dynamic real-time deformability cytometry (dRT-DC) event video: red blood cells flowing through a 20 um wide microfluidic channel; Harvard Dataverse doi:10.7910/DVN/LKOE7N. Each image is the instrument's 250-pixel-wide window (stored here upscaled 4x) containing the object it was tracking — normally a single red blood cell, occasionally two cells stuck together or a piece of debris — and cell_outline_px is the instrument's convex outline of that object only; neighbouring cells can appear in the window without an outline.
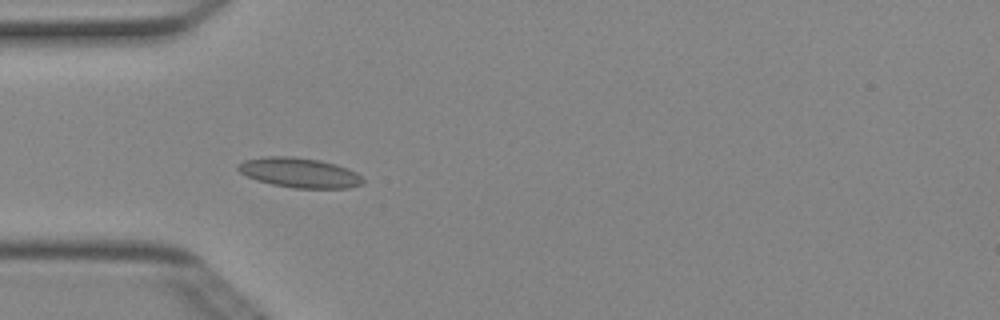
{"species": "Egyptian fruit bat (a non-hibernating species)", "species_latin": "Rousettus aegyptiacus", "temperature_condition": "cold", "stored_images_in_passage": 4, "camera_frame_rate_fps": 3000, "um_per_image_px": 0.085, "animal": {"sex": "female"}, "frame": {"image": 1, "passage_image": 3, "time_ms": 0.667, "image_size_px": [1000, 320], "cell_outline_px": [[364, 184], [348, 188], [296, 188], [272, 184], [256, 180], [240, 172], [236, 168], [236, 164], [244, 160], [268, 156], [292, 156], [320, 160], [336, 164], [348, 168], [356, 172], [364, 180]], "centroid_in_image_um": [25.46, 14.67], "position_along_channel_um": 59.5, "area_um2": 21.79}}
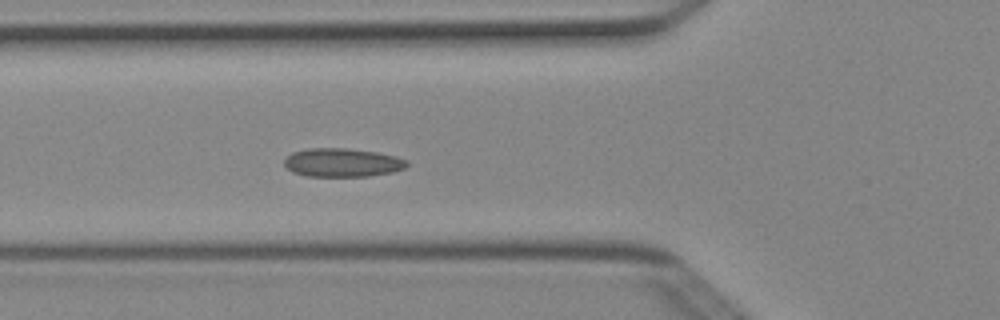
{"frame": {"image": 2, "passage_image": 4, "time_ms": 1.0, "image_size_px": [1000, 320], "cell_outline_px": [[408, 164], [404, 168], [392, 172], [368, 176], [308, 176], [292, 172], [284, 164], [284, 160], [292, 152], [308, 148], [348, 148], [376, 152], [396, 156], [408, 160]], "centroid_in_image_um": [29.1, 13.81], "position_along_channel_um": 96.7, "area_um2": 20.4}}